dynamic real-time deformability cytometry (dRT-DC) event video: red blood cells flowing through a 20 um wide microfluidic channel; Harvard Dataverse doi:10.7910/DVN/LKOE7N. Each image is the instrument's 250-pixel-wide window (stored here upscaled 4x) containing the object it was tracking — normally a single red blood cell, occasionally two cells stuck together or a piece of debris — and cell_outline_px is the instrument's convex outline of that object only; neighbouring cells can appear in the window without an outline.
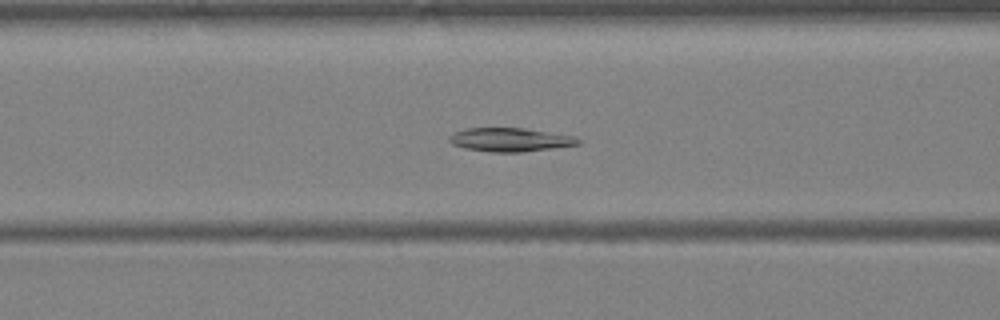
{"species": "Egyptian fruit bat (a non-hibernating species)", "species_latin": "Rousettus aegyptiacus", "temperature_condition": "warm", "stored_images_in_passage": 39, "camera_frame_rate_fps": 3000, "um_per_image_px": 0.085, "animal": {"sex": "female"}, "frame": {"image": 1, "passage_image": 16, "time_ms": 5.0, "image_size_px": [1000, 320], "cell_outline_px": [[580, 144], [552, 148], [520, 152], [492, 152], [464, 148], [452, 144], [448, 140], [448, 136], [456, 132], [468, 128], [524, 128], [576, 136], [580, 140]], "centroid_in_image_um": [43.36, 11.87], "position_along_channel_um": 123.2, "area_um2": 17.69}}
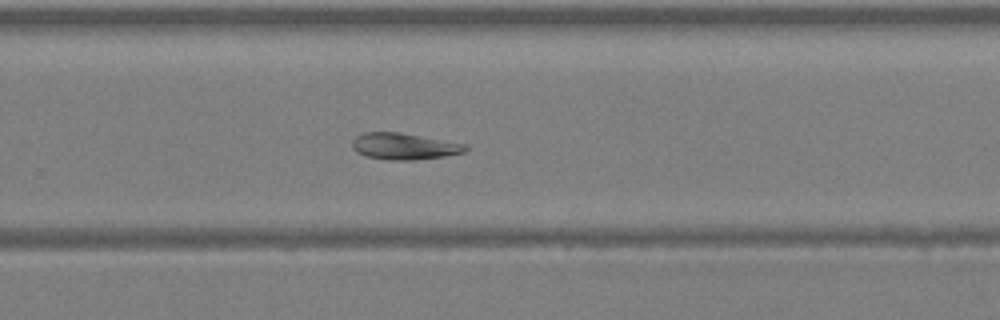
{"frame": {"image": 2, "passage_image": 26, "time_ms": 8.333, "image_size_px": [1000, 320], "cell_outline_px": [[468, 148], [464, 152], [444, 156], [412, 160], [388, 160], [368, 156], [356, 152], [352, 148], [352, 140], [356, 136], [364, 132], [400, 132], [468, 144]], "centroid_in_image_um": [34.35, 12.42], "position_along_channel_um": 295.4, "area_um2": 17.51}}
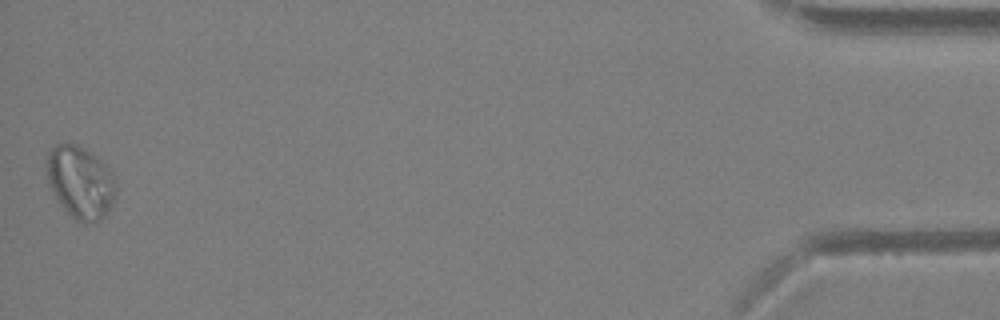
{"frame": {"image": 3, "passage_image": 39, "time_ms": 12.667, "image_size_px": [1000, 320], "cell_outline_px": [[116, 192], [112, 204], [100, 220], [84, 224], [76, 220], [60, 204], [48, 184], [44, 172], [48, 152], [56, 144], [76, 144], [84, 148], [108, 164], [112, 172], [116, 188]], "centroid_in_image_um": [6.82, 15.47], "position_along_channel_um": 428.4, "area_um2": 29.48}}